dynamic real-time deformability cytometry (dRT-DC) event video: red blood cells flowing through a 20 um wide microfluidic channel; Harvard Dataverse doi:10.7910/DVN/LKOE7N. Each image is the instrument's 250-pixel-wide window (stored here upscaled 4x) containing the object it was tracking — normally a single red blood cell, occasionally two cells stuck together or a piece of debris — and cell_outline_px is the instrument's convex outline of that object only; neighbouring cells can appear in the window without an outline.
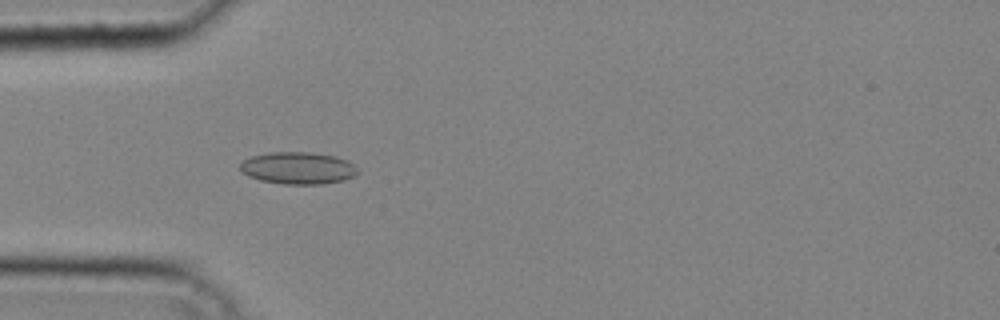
{"species": "common noctule bat (a hibernating species)", "species_latin": "Nyctalus noctula", "temperature_condition": "cold", "stored_images_in_passage": 40, "camera_frame_rate_fps": 3000, "um_per_image_px": 0.085, "animal": {"sex": "male", "body_mass_g": 20.4}, "frame": {"image": 1, "passage_image": 12, "time_ms": 3.667, "image_size_px": [1000, 320], "cell_outline_px": [[356, 172], [352, 176], [344, 180], [320, 184], [284, 184], [260, 180], [248, 176], [240, 172], [240, 164], [244, 160], [252, 156], [268, 152], [312, 152], [336, 156], [352, 164], [356, 168]], "centroid_in_image_um": [25.27, 14.28], "position_along_channel_um": 59.7, "area_um2": 21.85}}
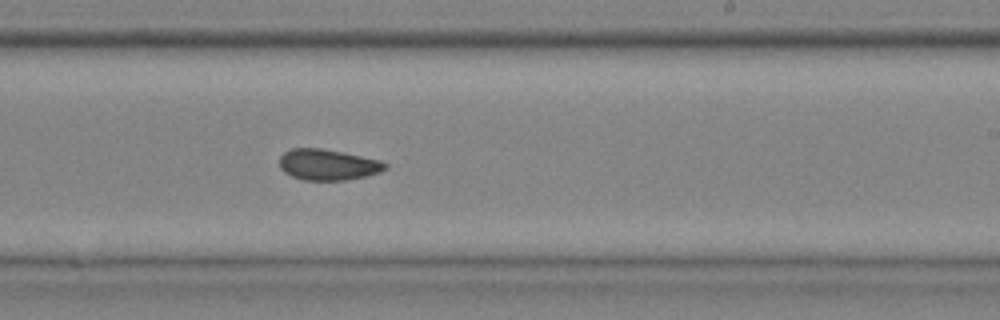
{"frame": {"image": 2, "passage_image": 25, "time_ms": 8.0, "image_size_px": [1000, 320], "cell_outline_px": [[388, 168], [380, 172], [364, 176], [344, 180], [304, 180], [292, 176], [284, 172], [280, 168], [280, 156], [284, 152], [292, 148], [320, 148], [344, 152], [380, 160], [388, 164]], "centroid_in_image_um": [27.87, 13.99], "position_along_channel_um": 261.1, "area_um2": 19.07}}
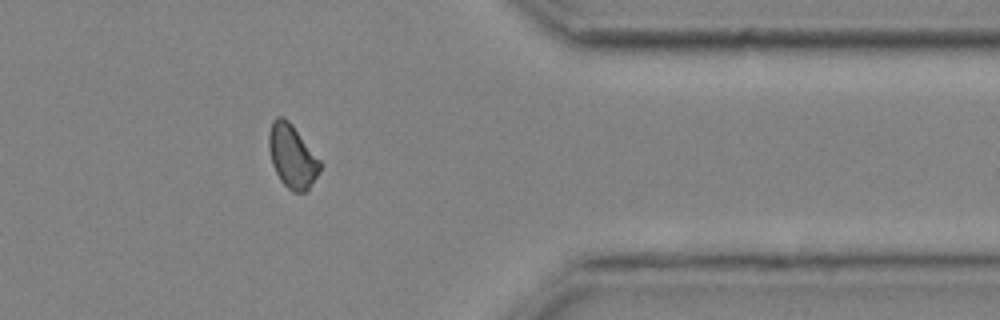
{"frame": {"image": 3, "passage_image": 34, "time_ms": 11.0, "image_size_px": [1000, 320], "cell_outline_px": [[324, 164], [320, 172], [308, 188], [304, 192], [292, 192], [280, 180], [272, 164], [268, 148], [268, 132], [272, 120], [276, 116], [284, 116], [292, 124]], "centroid_in_image_um": [24.83, 13.25], "position_along_channel_um": 386.6, "area_um2": 19.19}}